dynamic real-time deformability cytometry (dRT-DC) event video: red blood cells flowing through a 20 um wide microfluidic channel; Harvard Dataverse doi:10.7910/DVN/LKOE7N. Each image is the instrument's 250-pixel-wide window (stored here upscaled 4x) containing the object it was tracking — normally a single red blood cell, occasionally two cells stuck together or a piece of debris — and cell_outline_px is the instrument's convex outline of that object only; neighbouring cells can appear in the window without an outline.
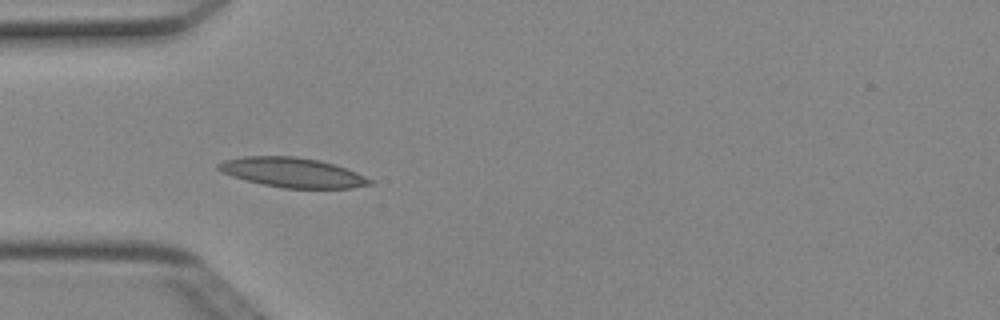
{"species": "Egyptian fruit bat (a non-hibernating species)", "species_latin": "Rousettus aegyptiacus", "temperature_condition": "cold", "stored_images_in_passage": 3, "camera_frame_rate_fps": 3000, "um_per_image_px": 0.085, "animal": {"sex": "female"}, "frame": {"image": 1, "passage_image": 2, "time_ms": 0.333, "image_size_px": [1000, 320], "cell_outline_px": [[372, 184], [352, 188], [284, 188], [264, 184], [232, 176], [220, 172], [216, 168], [216, 164], [224, 160], [244, 156], [296, 156], [320, 160], [356, 172], [372, 180]], "centroid_in_image_um": [24.83, 14.65], "position_along_channel_um": 60.2, "area_um2": 26.01}}
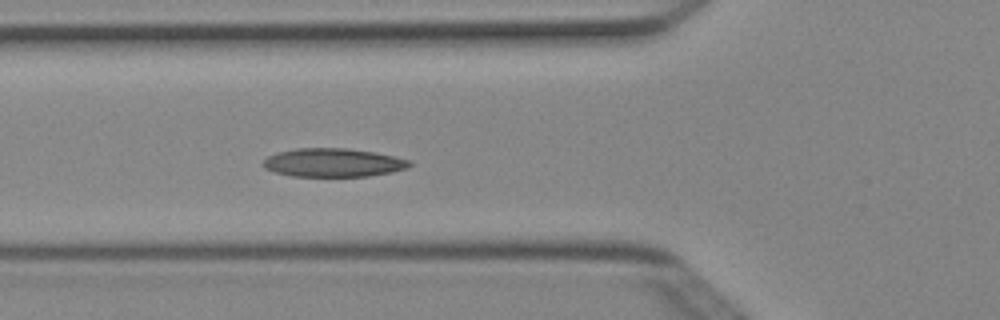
{"frame": {"image": 2, "passage_image": 3, "time_ms": 0.667, "image_size_px": [1000, 320], "cell_outline_px": [[412, 164], [408, 168], [392, 172], [368, 176], [292, 176], [276, 172], [264, 168], [264, 160], [268, 156], [276, 152], [296, 148], [348, 148], [376, 152], [396, 156], [412, 160]], "centroid_in_image_um": [28.37, 13.81], "position_along_channel_um": 97.4, "area_um2": 24.51}}